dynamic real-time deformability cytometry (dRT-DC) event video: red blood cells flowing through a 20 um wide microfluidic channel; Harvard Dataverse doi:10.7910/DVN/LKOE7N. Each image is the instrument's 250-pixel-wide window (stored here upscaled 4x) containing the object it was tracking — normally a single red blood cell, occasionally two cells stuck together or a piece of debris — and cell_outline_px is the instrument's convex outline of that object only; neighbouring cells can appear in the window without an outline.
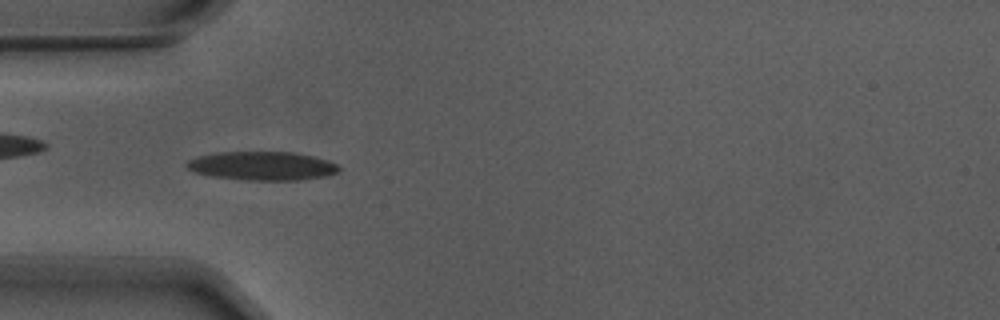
{"species": "Egyptian fruit bat (a non-hibernating species)", "species_latin": "Rousettus aegyptiacus", "temperature_condition": "warm", "stored_images_in_passage": 54, "camera_frame_rate_fps": 3000, "um_per_image_px": 0.085, "animal": {"sex": "male"}, "frame": {"image": 1, "passage_image": 16, "time_ms": 5.0, "image_size_px": [1000, 320], "cell_outline_px": [[344, 168], [328, 176], [300, 180], [244, 180], [212, 176], [196, 172], [188, 168], [184, 164], [188, 160], [196, 156], [220, 152], [292, 152], [312, 156], [328, 160]], "centroid_in_image_um": [22.31, 14.1], "position_along_channel_um": 62.7, "area_um2": 25.55}}
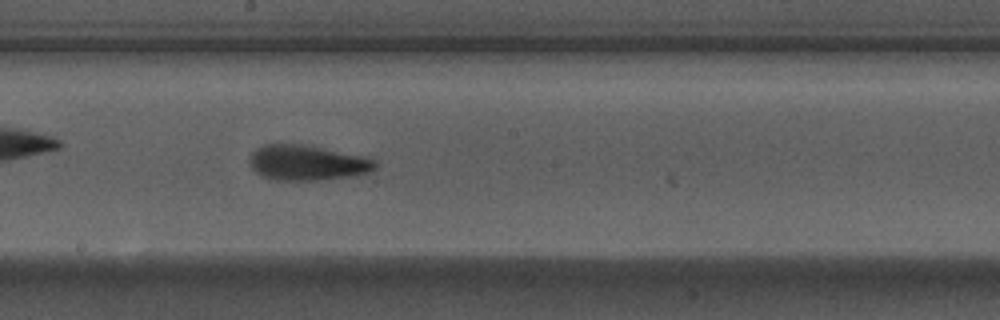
{"frame": {"image": 2, "passage_image": 29, "time_ms": 9.333, "image_size_px": [1000, 320], "cell_outline_px": [[376, 168], [368, 172], [352, 176], [316, 180], [272, 180], [260, 176], [248, 164], [248, 160], [252, 152], [256, 148], [264, 144], [300, 144], [364, 156], [376, 160]], "centroid_in_image_um": [26.05, 13.84], "position_along_channel_um": 222.1, "area_um2": 25.84}}
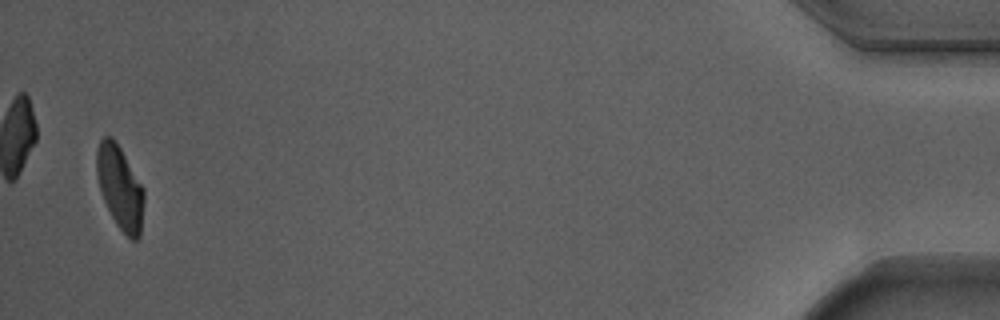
{"frame": {"image": 3, "passage_image": 53, "time_ms": 17.333, "image_size_px": [1000, 320], "cell_outline_px": [[144, 200], [140, 236], [136, 240], [132, 240], [116, 224], [104, 200], [96, 176], [96, 152], [100, 140], [104, 136], [112, 136], [120, 148], [144, 188]], "centroid_in_image_um": [10.2, 15.92], "position_along_channel_um": 425.0, "area_um2": 22.77}, "authors_computed_cell_mechanics": {"area_um2": 24.3338, "velocity_mm_per_s": 3.7067, "shape_relaxation_time_tau1_ms": 3.7545, "shape_relaxation_time_tau2_ms": 1.5376, "deformation_change_tau1": 0.1584, "deformation_change_tau2": 0.0947}}